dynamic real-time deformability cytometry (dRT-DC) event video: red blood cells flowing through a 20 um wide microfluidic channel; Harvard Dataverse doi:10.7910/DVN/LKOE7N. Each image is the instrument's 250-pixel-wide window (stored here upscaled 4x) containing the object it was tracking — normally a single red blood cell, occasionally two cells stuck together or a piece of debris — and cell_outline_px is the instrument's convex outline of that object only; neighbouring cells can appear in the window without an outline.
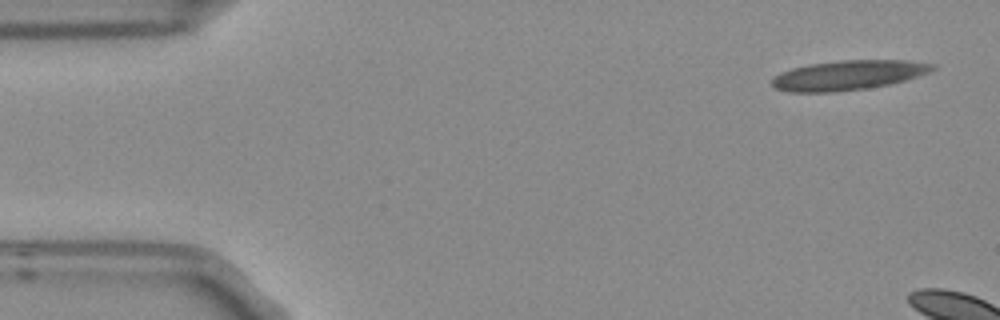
{"species": "Egyptian fruit bat (a non-hibernating species)", "species_latin": "Rousettus aegyptiacus", "temperature_condition": "room temperature", "stored_images_in_passage": 3, "camera_frame_rate_fps": 3000, "um_per_image_px": 0.085, "frame": {"image": 1, "passage_image": 1, "time_ms": 0.0, "image_size_px": [1000, 320], "cell_outline_px": [[936, 68], [928, 72], [904, 80], [888, 84], [864, 88], [832, 92], [792, 92], [776, 88], [772, 84], [772, 80], [780, 72], [792, 68], [808, 64], [840, 60], [908, 60], [936, 64]], "centroid_in_image_um": [72.1, 6.37], "position_along_channel_um": 12.9, "area_um2": 27.46}}